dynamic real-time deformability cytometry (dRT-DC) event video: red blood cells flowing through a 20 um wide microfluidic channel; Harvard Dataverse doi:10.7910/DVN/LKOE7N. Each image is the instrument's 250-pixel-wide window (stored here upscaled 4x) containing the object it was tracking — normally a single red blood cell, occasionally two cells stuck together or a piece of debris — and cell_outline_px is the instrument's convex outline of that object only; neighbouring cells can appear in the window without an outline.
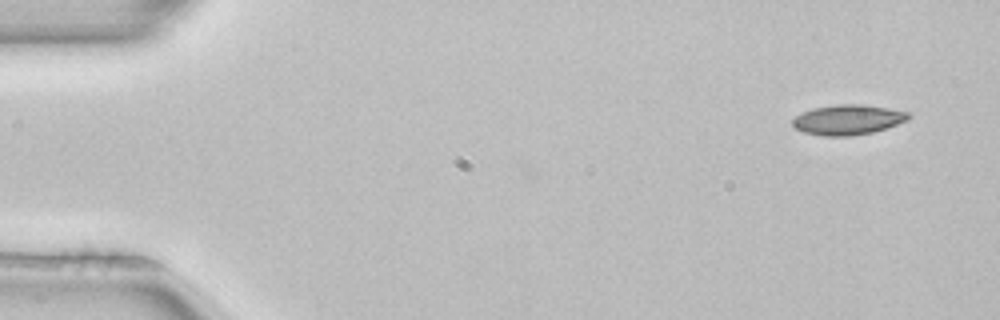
{"species": "common noctule bat (a hibernating species)", "species_latin": "Nyctalus noctula", "temperature_condition": "room temperature", "stored_images_in_passage": 4, "segment_of_instrument_passage": [1, 2], "camera_frame_rate_fps": 3000, "um_per_image_px": 0.085, "animal": {"sex": "female", "body_mass_g": 22.7, "forearm_length_mm": 54.2}, "frame": {"image": 1, "passage_image": 1, "time_ms": 0.0, "image_size_px": [1000, 320], "cell_outline_px": [[912, 116], [908, 120], [872, 132], [852, 136], [820, 136], [804, 132], [796, 128], [792, 124], [792, 120], [796, 116], [812, 108], [840, 104], [864, 104], [888, 108], [908, 112]], "centroid_in_image_um": [72.07, 10.17], "position_along_channel_um": 12.9, "area_um2": 20.23}}